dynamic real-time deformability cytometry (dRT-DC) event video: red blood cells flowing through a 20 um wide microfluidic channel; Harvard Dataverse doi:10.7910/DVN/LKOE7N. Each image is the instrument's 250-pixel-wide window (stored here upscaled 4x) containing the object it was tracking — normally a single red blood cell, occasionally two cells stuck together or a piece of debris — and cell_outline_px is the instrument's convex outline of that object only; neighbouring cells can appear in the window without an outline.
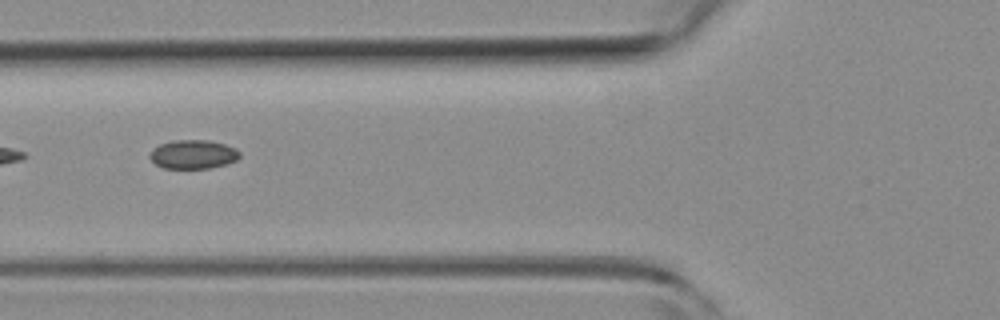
{"species": "common noctule bat (a hibernating species)", "species_latin": "Nyctalus noctula", "temperature_condition": "room temperature", "stored_images_in_passage": 5, "camera_frame_rate_fps": 3000, "um_per_image_px": 0.085, "animal": {"sex": "female", "body_mass_g": 19.3, "forearm_length_mm": 54.1}, "frame": {"image": 1, "passage_image": 2, "time_ms": 0.333, "image_size_px": [1000, 320], "cell_outline_px": [[240, 156], [236, 160], [228, 164], [208, 168], [164, 168], [156, 164], [148, 156], [152, 148], [160, 144], [172, 140], [208, 140], [224, 144], [236, 148], [240, 152]], "centroid_in_image_um": [16.41, 13.11], "position_along_channel_um": 109.4, "area_um2": 15.2}}
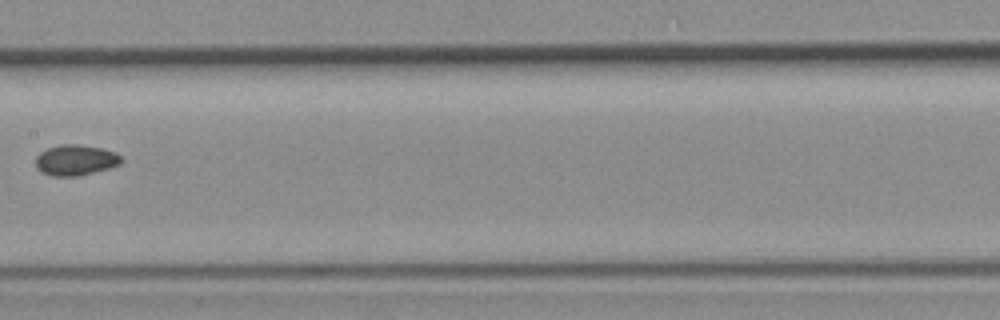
{"frame": {"image": 2, "passage_image": 4, "time_ms": 1.0, "image_size_px": [1000, 320], "cell_outline_px": [[124, 160], [120, 164], [108, 168], [80, 176], [52, 176], [36, 168], [36, 156], [40, 152], [48, 148], [60, 144], [76, 144], [100, 148], [116, 152]], "centroid_in_image_um": [6.43, 13.61], "position_along_channel_um": 201.0, "area_um2": 15.26}}
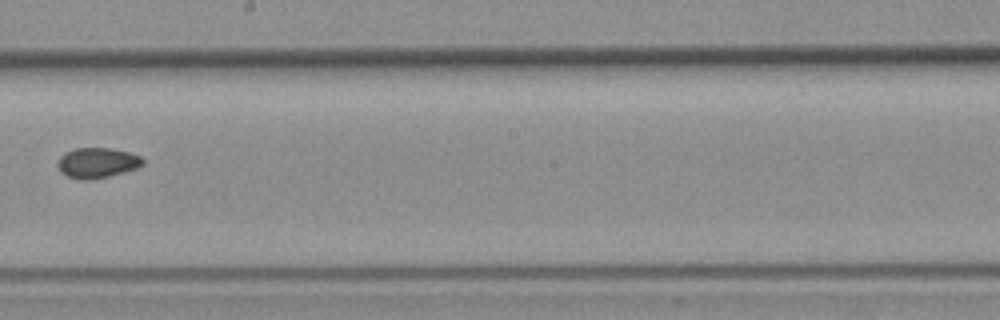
{"frame": {"image": 3, "passage_image": 5, "time_ms": 1.333, "image_size_px": [1000, 320], "cell_outline_px": [[144, 164], [136, 168], [108, 176], [92, 180], [80, 180], [68, 176], [60, 172], [56, 164], [60, 156], [64, 152], [76, 148], [108, 148], [128, 152], [140, 156], [144, 160]], "centroid_in_image_um": [8.22, 13.84], "position_along_channel_um": 240.0, "area_um2": 15.03}}